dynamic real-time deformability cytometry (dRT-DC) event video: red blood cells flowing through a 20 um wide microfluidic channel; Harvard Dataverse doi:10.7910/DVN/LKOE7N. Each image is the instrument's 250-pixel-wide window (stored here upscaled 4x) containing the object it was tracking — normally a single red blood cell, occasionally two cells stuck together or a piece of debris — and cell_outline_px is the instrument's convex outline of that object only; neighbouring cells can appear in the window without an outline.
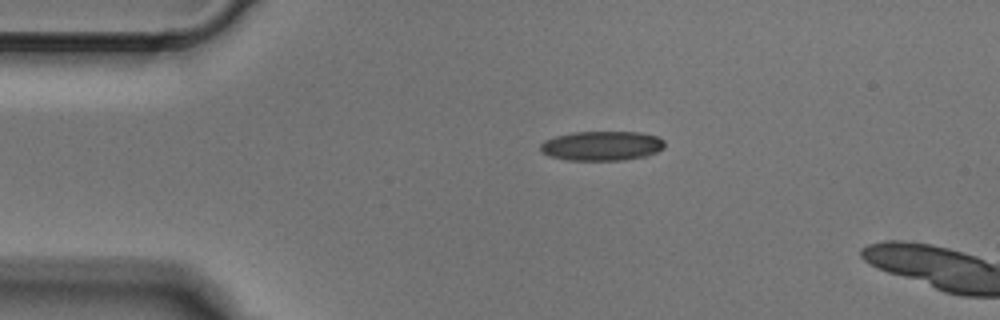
{"species": "Egyptian fruit bat (a non-hibernating species)", "species_latin": "Rousettus aegyptiacus", "temperature_condition": "cold", "stored_images_in_passage": 3, "camera_frame_rate_fps": 3000, "um_per_image_px": 0.085, "animal": {"sex": "male"}, "frame": {"image": 1, "passage_image": 1, "time_ms": 0.0, "image_size_px": [1000, 320], "cell_outline_px": [[664, 148], [656, 152], [644, 156], [624, 160], [568, 160], [548, 156], [540, 152], [540, 144], [544, 140], [556, 136], [572, 132], [644, 132], [660, 136], [664, 140]], "centroid_in_image_um": [51.16, 12.39], "position_along_channel_um": 33.8, "area_um2": 21.62}}